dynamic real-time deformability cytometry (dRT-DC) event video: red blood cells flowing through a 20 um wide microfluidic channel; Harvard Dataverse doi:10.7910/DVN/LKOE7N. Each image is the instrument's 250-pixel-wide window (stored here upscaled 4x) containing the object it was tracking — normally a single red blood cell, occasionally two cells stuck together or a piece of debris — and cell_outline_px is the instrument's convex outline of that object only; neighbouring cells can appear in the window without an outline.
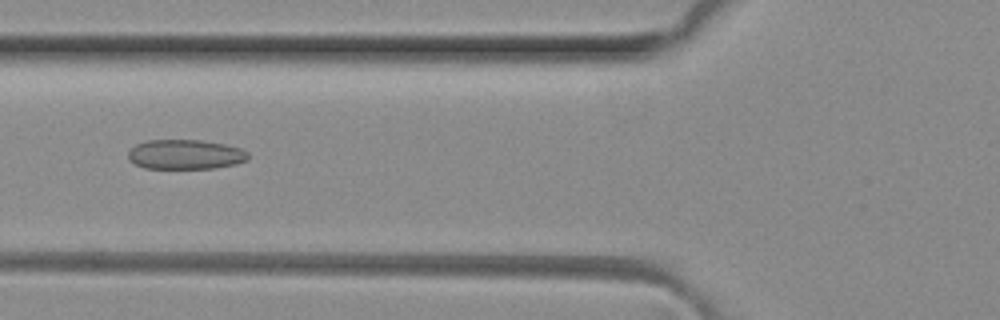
{"species": "common noctule bat (a hibernating species)", "species_latin": "Nyctalus noctula", "temperature_condition": "room temperature", "stored_images_in_passage": 6, "camera_frame_rate_fps": 3000, "um_per_image_px": 0.085, "animal": {"sex": "female", "body_mass_g": 29.2, "forearm_length_mm": 56.3}, "frame": {"image": 1, "passage_image": 5, "time_ms": 1.333, "image_size_px": [1000, 320], "cell_outline_px": [[248, 160], [236, 164], [216, 168], [144, 168], [128, 160], [128, 152], [136, 144], [148, 140], [200, 140], [224, 144], [240, 148], [248, 152]], "centroid_in_image_um": [15.76, 13.13], "position_along_channel_um": 110.0, "area_um2": 20.75}}
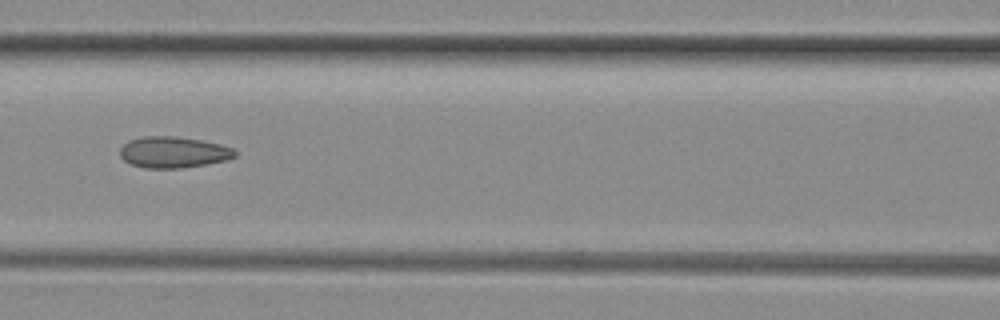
{"frame": {"image": 2, "passage_image": 6, "time_ms": 1.667, "image_size_px": [1000, 320], "cell_outline_px": [[236, 156], [228, 160], [208, 164], [180, 168], [144, 168], [128, 164], [120, 156], [120, 148], [128, 140], [144, 136], [172, 136], [200, 140], [220, 144], [232, 148], [236, 152]], "centroid_in_image_um": [14.72, 12.95], "position_along_channel_um": 151.9, "area_um2": 21.04}}